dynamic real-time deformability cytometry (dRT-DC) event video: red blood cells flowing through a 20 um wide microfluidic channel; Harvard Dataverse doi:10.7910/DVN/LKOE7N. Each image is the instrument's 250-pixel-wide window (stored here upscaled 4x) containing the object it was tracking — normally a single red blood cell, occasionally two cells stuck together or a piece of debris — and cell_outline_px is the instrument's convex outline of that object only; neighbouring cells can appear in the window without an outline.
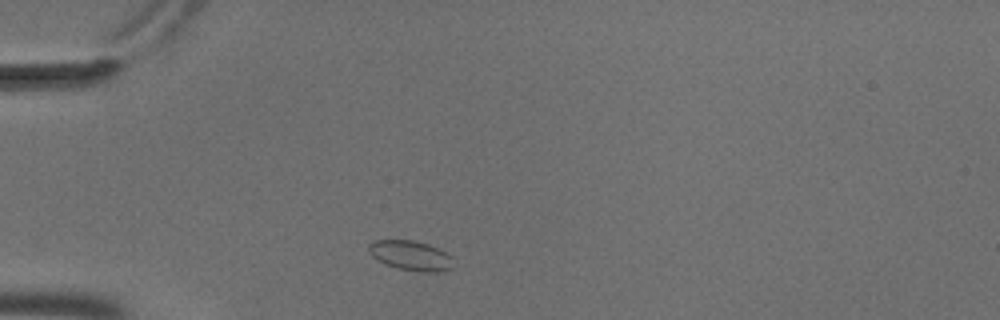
{"species": "common noctule bat (a hibernating species)", "species_latin": "Nyctalus noctula", "temperature_condition": "cold", "stored_images_in_passage": 3, "camera_frame_rate_fps": 3000, "um_per_image_px": 0.085, "animal": {"sex": "male", "body_mass_g": 18.8}, "frame": {"image": 1, "passage_image": 1, "time_ms": 0.0, "image_size_px": [1000, 320], "cell_outline_px": [[452, 268], [436, 272], [416, 272], [396, 268], [372, 256], [368, 248], [368, 244], [372, 240], [412, 240], [428, 244], [452, 256]], "centroid_in_image_um": [34.9, 21.72], "position_along_channel_um": 50.1, "area_um2": 14.57}}
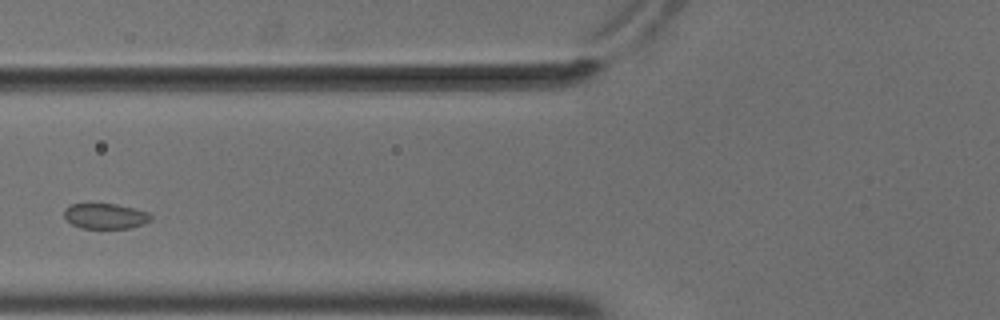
{"frame": {"image": 2, "passage_image": 3, "time_ms": 0.667, "image_size_px": [1000, 320], "cell_outline_px": [[152, 220], [144, 224], [132, 228], [80, 228], [72, 224], [64, 216], [64, 208], [72, 204], [116, 204], [136, 208], [148, 212], [152, 216]], "centroid_in_image_um": [8.99, 18.37], "position_along_channel_um": 116.8, "area_um2": 12.95}}